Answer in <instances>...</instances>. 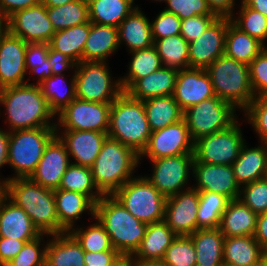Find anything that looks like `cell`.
<instances>
[{"mask_svg": "<svg viewBox=\"0 0 267 266\" xmlns=\"http://www.w3.org/2000/svg\"><path fill=\"white\" fill-rule=\"evenodd\" d=\"M0 106L5 109L3 113L9 124L8 132L56 127V122L52 120L56 115L37 84L26 83L0 89Z\"/></svg>", "mask_w": 267, "mask_h": 266, "instance_id": "6da1fadb", "label": "cell"}, {"mask_svg": "<svg viewBox=\"0 0 267 266\" xmlns=\"http://www.w3.org/2000/svg\"><path fill=\"white\" fill-rule=\"evenodd\" d=\"M3 193L30 217L41 234H59L54 191L30 178H11L3 185Z\"/></svg>", "mask_w": 267, "mask_h": 266, "instance_id": "7a4b0ae2", "label": "cell"}, {"mask_svg": "<svg viewBox=\"0 0 267 266\" xmlns=\"http://www.w3.org/2000/svg\"><path fill=\"white\" fill-rule=\"evenodd\" d=\"M104 227L112 246L123 257H131L144 238L146 223L135 218L113 195H104L96 204L94 218Z\"/></svg>", "mask_w": 267, "mask_h": 266, "instance_id": "3957f363", "label": "cell"}, {"mask_svg": "<svg viewBox=\"0 0 267 266\" xmlns=\"http://www.w3.org/2000/svg\"><path fill=\"white\" fill-rule=\"evenodd\" d=\"M139 164V155L132 148L107 137L91 167L94 183L103 195H113L135 177Z\"/></svg>", "mask_w": 267, "mask_h": 266, "instance_id": "277c9868", "label": "cell"}, {"mask_svg": "<svg viewBox=\"0 0 267 266\" xmlns=\"http://www.w3.org/2000/svg\"><path fill=\"white\" fill-rule=\"evenodd\" d=\"M107 134L140 155L151 135L143 101L132 98L127 92L117 97L111 104Z\"/></svg>", "mask_w": 267, "mask_h": 266, "instance_id": "5b68a950", "label": "cell"}, {"mask_svg": "<svg viewBox=\"0 0 267 266\" xmlns=\"http://www.w3.org/2000/svg\"><path fill=\"white\" fill-rule=\"evenodd\" d=\"M215 95L243 112L255 98L249 65L227 55L218 57L207 68Z\"/></svg>", "mask_w": 267, "mask_h": 266, "instance_id": "8992f818", "label": "cell"}, {"mask_svg": "<svg viewBox=\"0 0 267 266\" xmlns=\"http://www.w3.org/2000/svg\"><path fill=\"white\" fill-rule=\"evenodd\" d=\"M56 136V127L15 130L9 132L8 164L11 178H29L41 160L48 143Z\"/></svg>", "mask_w": 267, "mask_h": 266, "instance_id": "52a82bcc", "label": "cell"}, {"mask_svg": "<svg viewBox=\"0 0 267 266\" xmlns=\"http://www.w3.org/2000/svg\"><path fill=\"white\" fill-rule=\"evenodd\" d=\"M113 196L135 218L147 225L164 220L167 198L144 176L128 180Z\"/></svg>", "mask_w": 267, "mask_h": 266, "instance_id": "ba28073f", "label": "cell"}, {"mask_svg": "<svg viewBox=\"0 0 267 266\" xmlns=\"http://www.w3.org/2000/svg\"><path fill=\"white\" fill-rule=\"evenodd\" d=\"M107 62H80L74 72L76 97L85 101L112 103L123 93L120 78L113 80Z\"/></svg>", "mask_w": 267, "mask_h": 266, "instance_id": "9c48e42d", "label": "cell"}, {"mask_svg": "<svg viewBox=\"0 0 267 266\" xmlns=\"http://www.w3.org/2000/svg\"><path fill=\"white\" fill-rule=\"evenodd\" d=\"M236 109L217 96L192 105L184 111L183 119L195 142L199 138L223 131L237 121Z\"/></svg>", "mask_w": 267, "mask_h": 266, "instance_id": "30bf717a", "label": "cell"}, {"mask_svg": "<svg viewBox=\"0 0 267 266\" xmlns=\"http://www.w3.org/2000/svg\"><path fill=\"white\" fill-rule=\"evenodd\" d=\"M246 143L238 120L229 128L194 142V162L232 165Z\"/></svg>", "mask_w": 267, "mask_h": 266, "instance_id": "8fae6325", "label": "cell"}, {"mask_svg": "<svg viewBox=\"0 0 267 266\" xmlns=\"http://www.w3.org/2000/svg\"><path fill=\"white\" fill-rule=\"evenodd\" d=\"M111 104L85 101L76 97L57 114L56 131L78 130L107 133Z\"/></svg>", "mask_w": 267, "mask_h": 266, "instance_id": "7c38bea8", "label": "cell"}, {"mask_svg": "<svg viewBox=\"0 0 267 266\" xmlns=\"http://www.w3.org/2000/svg\"><path fill=\"white\" fill-rule=\"evenodd\" d=\"M150 162L152 174L144 177L166 198L191 188L187 184L193 173L194 154L161 157Z\"/></svg>", "mask_w": 267, "mask_h": 266, "instance_id": "4fadbf2b", "label": "cell"}, {"mask_svg": "<svg viewBox=\"0 0 267 266\" xmlns=\"http://www.w3.org/2000/svg\"><path fill=\"white\" fill-rule=\"evenodd\" d=\"M180 154H194V141L184 119L151 132L147 147L139 155V161L142 157L154 160Z\"/></svg>", "mask_w": 267, "mask_h": 266, "instance_id": "5bb4252c", "label": "cell"}, {"mask_svg": "<svg viewBox=\"0 0 267 266\" xmlns=\"http://www.w3.org/2000/svg\"><path fill=\"white\" fill-rule=\"evenodd\" d=\"M7 24L10 34L27 43H49L56 32L42 2L15 12L7 18Z\"/></svg>", "mask_w": 267, "mask_h": 266, "instance_id": "9a60e30c", "label": "cell"}, {"mask_svg": "<svg viewBox=\"0 0 267 266\" xmlns=\"http://www.w3.org/2000/svg\"><path fill=\"white\" fill-rule=\"evenodd\" d=\"M231 18L217 17L196 40L189 43V68L206 69L224 55L228 23Z\"/></svg>", "mask_w": 267, "mask_h": 266, "instance_id": "2e32d148", "label": "cell"}, {"mask_svg": "<svg viewBox=\"0 0 267 266\" xmlns=\"http://www.w3.org/2000/svg\"><path fill=\"white\" fill-rule=\"evenodd\" d=\"M199 191L191 186L167 197L164 221L177 236H189L197 230Z\"/></svg>", "mask_w": 267, "mask_h": 266, "instance_id": "e0dca14e", "label": "cell"}, {"mask_svg": "<svg viewBox=\"0 0 267 266\" xmlns=\"http://www.w3.org/2000/svg\"><path fill=\"white\" fill-rule=\"evenodd\" d=\"M27 45V42L8 31L0 37V89L31 84L29 78L25 80Z\"/></svg>", "mask_w": 267, "mask_h": 266, "instance_id": "ac0fdd59", "label": "cell"}, {"mask_svg": "<svg viewBox=\"0 0 267 266\" xmlns=\"http://www.w3.org/2000/svg\"><path fill=\"white\" fill-rule=\"evenodd\" d=\"M71 161L65 144L56 135L46 146L41 160L29 178L42 187L57 190Z\"/></svg>", "mask_w": 267, "mask_h": 266, "instance_id": "d6986e66", "label": "cell"}, {"mask_svg": "<svg viewBox=\"0 0 267 266\" xmlns=\"http://www.w3.org/2000/svg\"><path fill=\"white\" fill-rule=\"evenodd\" d=\"M192 171L191 177L196 181L192 187L199 192H215L230 200L239 198L241 187L236 182L232 165L193 163Z\"/></svg>", "mask_w": 267, "mask_h": 266, "instance_id": "ffe728a7", "label": "cell"}, {"mask_svg": "<svg viewBox=\"0 0 267 266\" xmlns=\"http://www.w3.org/2000/svg\"><path fill=\"white\" fill-rule=\"evenodd\" d=\"M183 111L192 105L215 97L206 69L187 68L178 71L172 95Z\"/></svg>", "mask_w": 267, "mask_h": 266, "instance_id": "44dd1931", "label": "cell"}, {"mask_svg": "<svg viewBox=\"0 0 267 266\" xmlns=\"http://www.w3.org/2000/svg\"><path fill=\"white\" fill-rule=\"evenodd\" d=\"M56 135L65 144L72 164L91 168L99 155L107 133L98 131H56Z\"/></svg>", "mask_w": 267, "mask_h": 266, "instance_id": "7402d4cb", "label": "cell"}, {"mask_svg": "<svg viewBox=\"0 0 267 266\" xmlns=\"http://www.w3.org/2000/svg\"><path fill=\"white\" fill-rule=\"evenodd\" d=\"M41 233L25 211L4 193L0 195V237L33 240Z\"/></svg>", "mask_w": 267, "mask_h": 266, "instance_id": "603a6c76", "label": "cell"}, {"mask_svg": "<svg viewBox=\"0 0 267 266\" xmlns=\"http://www.w3.org/2000/svg\"><path fill=\"white\" fill-rule=\"evenodd\" d=\"M56 212L59 219V234L69 232L80 220V216L88 211L94 218L95 203L85 194L74 191L54 190ZM90 212V213H89Z\"/></svg>", "mask_w": 267, "mask_h": 266, "instance_id": "cb8c5ba5", "label": "cell"}, {"mask_svg": "<svg viewBox=\"0 0 267 266\" xmlns=\"http://www.w3.org/2000/svg\"><path fill=\"white\" fill-rule=\"evenodd\" d=\"M176 237L177 235L164 220L148 224L144 238L131 258L139 265L146 262L161 261L166 249Z\"/></svg>", "mask_w": 267, "mask_h": 266, "instance_id": "d4e9b609", "label": "cell"}, {"mask_svg": "<svg viewBox=\"0 0 267 266\" xmlns=\"http://www.w3.org/2000/svg\"><path fill=\"white\" fill-rule=\"evenodd\" d=\"M140 9L136 7L118 26L119 45L124 42L129 53L154 45L150 20Z\"/></svg>", "mask_w": 267, "mask_h": 266, "instance_id": "484cf974", "label": "cell"}, {"mask_svg": "<svg viewBox=\"0 0 267 266\" xmlns=\"http://www.w3.org/2000/svg\"><path fill=\"white\" fill-rule=\"evenodd\" d=\"M178 69L162 66L144 78L138 79L126 92L144 101L154 97L173 95Z\"/></svg>", "mask_w": 267, "mask_h": 266, "instance_id": "4316f807", "label": "cell"}, {"mask_svg": "<svg viewBox=\"0 0 267 266\" xmlns=\"http://www.w3.org/2000/svg\"><path fill=\"white\" fill-rule=\"evenodd\" d=\"M119 47L118 28L91 23L83 50V62H106Z\"/></svg>", "mask_w": 267, "mask_h": 266, "instance_id": "83f0119b", "label": "cell"}, {"mask_svg": "<svg viewBox=\"0 0 267 266\" xmlns=\"http://www.w3.org/2000/svg\"><path fill=\"white\" fill-rule=\"evenodd\" d=\"M267 164V143L260 142L257 147L241 148L238 158L233 162L232 168L236 182L241 186L263 179Z\"/></svg>", "mask_w": 267, "mask_h": 266, "instance_id": "f1b7e54d", "label": "cell"}, {"mask_svg": "<svg viewBox=\"0 0 267 266\" xmlns=\"http://www.w3.org/2000/svg\"><path fill=\"white\" fill-rule=\"evenodd\" d=\"M265 249L254 236L224 238L223 264L226 266H258Z\"/></svg>", "mask_w": 267, "mask_h": 266, "instance_id": "f546056e", "label": "cell"}, {"mask_svg": "<svg viewBox=\"0 0 267 266\" xmlns=\"http://www.w3.org/2000/svg\"><path fill=\"white\" fill-rule=\"evenodd\" d=\"M257 216L240 199H233L222 214L218 228L225 237L254 236Z\"/></svg>", "mask_w": 267, "mask_h": 266, "instance_id": "4dcf8cb0", "label": "cell"}, {"mask_svg": "<svg viewBox=\"0 0 267 266\" xmlns=\"http://www.w3.org/2000/svg\"><path fill=\"white\" fill-rule=\"evenodd\" d=\"M51 238L47 240L46 266H85L84 250L69 232Z\"/></svg>", "mask_w": 267, "mask_h": 266, "instance_id": "1f68e13d", "label": "cell"}, {"mask_svg": "<svg viewBox=\"0 0 267 266\" xmlns=\"http://www.w3.org/2000/svg\"><path fill=\"white\" fill-rule=\"evenodd\" d=\"M196 251V266H222L224 238L219 228L198 229L189 235Z\"/></svg>", "mask_w": 267, "mask_h": 266, "instance_id": "d6a6232c", "label": "cell"}, {"mask_svg": "<svg viewBox=\"0 0 267 266\" xmlns=\"http://www.w3.org/2000/svg\"><path fill=\"white\" fill-rule=\"evenodd\" d=\"M151 132L163 129L183 119L184 111L172 95L143 101Z\"/></svg>", "mask_w": 267, "mask_h": 266, "instance_id": "836d02e7", "label": "cell"}, {"mask_svg": "<svg viewBox=\"0 0 267 266\" xmlns=\"http://www.w3.org/2000/svg\"><path fill=\"white\" fill-rule=\"evenodd\" d=\"M265 47L262 42L242 32L231 21L228 23L224 51L228 57L249 65Z\"/></svg>", "mask_w": 267, "mask_h": 266, "instance_id": "e575fe53", "label": "cell"}, {"mask_svg": "<svg viewBox=\"0 0 267 266\" xmlns=\"http://www.w3.org/2000/svg\"><path fill=\"white\" fill-rule=\"evenodd\" d=\"M91 22L82 23L54 33L49 46L74 60L83 62V50L90 31Z\"/></svg>", "mask_w": 267, "mask_h": 266, "instance_id": "d590c367", "label": "cell"}, {"mask_svg": "<svg viewBox=\"0 0 267 266\" xmlns=\"http://www.w3.org/2000/svg\"><path fill=\"white\" fill-rule=\"evenodd\" d=\"M135 0H88L89 20L118 28L121 22L136 8Z\"/></svg>", "mask_w": 267, "mask_h": 266, "instance_id": "8d00e7d4", "label": "cell"}, {"mask_svg": "<svg viewBox=\"0 0 267 266\" xmlns=\"http://www.w3.org/2000/svg\"><path fill=\"white\" fill-rule=\"evenodd\" d=\"M131 60L126 76L120 77L123 92H126L138 79L160 69L163 64L154 46L130 52Z\"/></svg>", "mask_w": 267, "mask_h": 266, "instance_id": "74e56055", "label": "cell"}, {"mask_svg": "<svg viewBox=\"0 0 267 266\" xmlns=\"http://www.w3.org/2000/svg\"><path fill=\"white\" fill-rule=\"evenodd\" d=\"M46 12L56 32L90 21L88 0H74L61 6L46 7Z\"/></svg>", "mask_w": 267, "mask_h": 266, "instance_id": "f35d334b", "label": "cell"}, {"mask_svg": "<svg viewBox=\"0 0 267 266\" xmlns=\"http://www.w3.org/2000/svg\"><path fill=\"white\" fill-rule=\"evenodd\" d=\"M65 76V74L53 75L39 84L45 99L48 101L50 109L55 115L61 112L76 98L74 71L69 83H66L67 79L64 78ZM62 84H64V88L67 87L65 89L63 88L64 91L60 88Z\"/></svg>", "mask_w": 267, "mask_h": 266, "instance_id": "ab89813d", "label": "cell"}, {"mask_svg": "<svg viewBox=\"0 0 267 266\" xmlns=\"http://www.w3.org/2000/svg\"><path fill=\"white\" fill-rule=\"evenodd\" d=\"M163 66L178 70L189 68V43L180 35L154 40Z\"/></svg>", "mask_w": 267, "mask_h": 266, "instance_id": "60d3db41", "label": "cell"}, {"mask_svg": "<svg viewBox=\"0 0 267 266\" xmlns=\"http://www.w3.org/2000/svg\"><path fill=\"white\" fill-rule=\"evenodd\" d=\"M59 189L85 194L95 204L104 196L94 183L91 168L72 163L65 171Z\"/></svg>", "mask_w": 267, "mask_h": 266, "instance_id": "b9f144b4", "label": "cell"}, {"mask_svg": "<svg viewBox=\"0 0 267 266\" xmlns=\"http://www.w3.org/2000/svg\"><path fill=\"white\" fill-rule=\"evenodd\" d=\"M229 202L230 199L224 195L209 191L199 192L197 230L218 228Z\"/></svg>", "mask_w": 267, "mask_h": 266, "instance_id": "7bdbcfd3", "label": "cell"}, {"mask_svg": "<svg viewBox=\"0 0 267 266\" xmlns=\"http://www.w3.org/2000/svg\"><path fill=\"white\" fill-rule=\"evenodd\" d=\"M96 223L79 228L77 225L69 233L77 240L84 251L100 252L105 250H116L113 248L111 240L101 223L95 219Z\"/></svg>", "mask_w": 267, "mask_h": 266, "instance_id": "ee69618b", "label": "cell"}, {"mask_svg": "<svg viewBox=\"0 0 267 266\" xmlns=\"http://www.w3.org/2000/svg\"><path fill=\"white\" fill-rule=\"evenodd\" d=\"M239 14L231 17V22L242 32L258 39L264 45L267 40V17L240 2Z\"/></svg>", "mask_w": 267, "mask_h": 266, "instance_id": "f6af8a7d", "label": "cell"}, {"mask_svg": "<svg viewBox=\"0 0 267 266\" xmlns=\"http://www.w3.org/2000/svg\"><path fill=\"white\" fill-rule=\"evenodd\" d=\"M49 43H28L25 53L26 72L31 77H38L36 83L41 84L45 79L53 76L51 66L48 63ZM30 69V70H28Z\"/></svg>", "mask_w": 267, "mask_h": 266, "instance_id": "bcb514c9", "label": "cell"}, {"mask_svg": "<svg viewBox=\"0 0 267 266\" xmlns=\"http://www.w3.org/2000/svg\"><path fill=\"white\" fill-rule=\"evenodd\" d=\"M167 266H196V251L190 236H177L161 260Z\"/></svg>", "mask_w": 267, "mask_h": 266, "instance_id": "7dc6e473", "label": "cell"}, {"mask_svg": "<svg viewBox=\"0 0 267 266\" xmlns=\"http://www.w3.org/2000/svg\"><path fill=\"white\" fill-rule=\"evenodd\" d=\"M44 236L50 237V235L41 234L39 237L26 242L21 251L6 266H46L48 242H44Z\"/></svg>", "mask_w": 267, "mask_h": 266, "instance_id": "c3c4849f", "label": "cell"}, {"mask_svg": "<svg viewBox=\"0 0 267 266\" xmlns=\"http://www.w3.org/2000/svg\"><path fill=\"white\" fill-rule=\"evenodd\" d=\"M238 199L257 215L267 212V180L263 178L241 186Z\"/></svg>", "mask_w": 267, "mask_h": 266, "instance_id": "681fc988", "label": "cell"}, {"mask_svg": "<svg viewBox=\"0 0 267 266\" xmlns=\"http://www.w3.org/2000/svg\"><path fill=\"white\" fill-rule=\"evenodd\" d=\"M243 112L260 142L267 143V96L255 97Z\"/></svg>", "mask_w": 267, "mask_h": 266, "instance_id": "f907efd6", "label": "cell"}, {"mask_svg": "<svg viewBox=\"0 0 267 266\" xmlns=\"http://www.w3.org/2000/svg\"><path fill=\"white\" fill-rule=\"evenodd\" d=\"M165 11L178 16L181 20L198 15H215L206 0H166Z\"/></svg>", "mask_w": 267, "mask_h": 266, "instance_id": "816d5d0a", "label": "cell"}, {"mask_svg": "<svg viewBox=\"0 0 267 266\" xmlns=\"http://www.w3.org/2000/svg\"><path fill=\"white\" fill-rule=\"evenodd\" d=\"M153 40L180 34L181 19L164 9L150 22Z\"/></svg>", "mask_w": 267, "mask_h": 266, "instance_id": "f5cc1de1", "label": "cell"}, {"mask_svg": "<svg viewBox=\"0 0 267 266\" xmlns=\"http://www.w3.org/2000/svg\"><path fill=\"white\" fill-rule=\"evenodd\" d=\"M249 73L255 97L267 96V46L249 64Z\"/></svg>", "mask_w": 267, "mask_h": 266, "instance_id": "db71d44e", "label": "cell"}, {"mask_svg": "<svg viewBox=\"0 0 267 266\" xmlns=\"http://www.w3.org/2000/svg\"><path fill=\"white\" fill-rule=\"evenodd\" d=\"M217 18L216 15H198L181 20L180 35L188 42L196 40Z\"/></svg>", "mask_w": 267, "mask_h": 266, "instance_id": "11a10c76", "label": "cell"}, {"mask_svg": "<svg viewBox=\"0 0 267 266\" xmlns=\"http://www.w3.org/2000/svg\"><path fill=\"white\" fill-rule=\"evenodd\" d=\"M123 256L117 250L84 251L85 266H115Z\"/></svg>", "mask_w": 267, "mask_h": 266, "instance_id": "9f6ffc18", "label": "cell"}, {"mask_svg": "<svg viewBox=\"0 0 267 266\" xmlns=\"http://www.w3.org/2000/svg\"><path fill=\"white\" fill-rule=\"evenodd\" d=\"M48 63L51 66L53 75L65 74V71L73 69L75 71L77 63L68 56L52 49L49 46Z\"/></svg>", "mask_w": 267, "mask_h": 266, "instance_id": "6f0895ef", "label": "cell"}, {"mask_svg": "<svg viewBox=\"0 0 267 266\" xmlns=\"http://www.w3.org/2000/svg\"><path fill=\"white\" fill-rule=\"evenodd\" d=\"M31 240H17L0 237V266H6Z\"/></svg>", "mask_w": 267, "mask_h": 266, "instance_id": "680465c9", "label": "cell"}, {"mask_svg": "<svg viewBox=\"0 0 267 266\" xmlns=\"http://www.w3.org/2000/svg\"><path fill=\"white\" fill-rule=\"evenodd\" d=\"M41 0H0V10L8 18L19 10L39 4Z\"/></svg>", "mask_w": 267, "mask_h": 266, "instance_id": "91938a15", "label": "cell"}, {"mask_svg": "<svg viewBox=\"0 0 267 266\" xmlns=\"http://www.w3.org/2000/svg\"><path fill=\"white\" fill-rule=\"evenodd\" d=\"M209 9L213 14L217 17H227L231 18L235 14L233 13L235 10L234 6L236 4L235 0H206Z\"/></svg>", "mask_w": 267, "mask_h": 266, "instance_id": "94428289", "label": "cell"}, {"mask_svg": "<svg viewBox=\"0 0 267 266\" xmlns=\"http://www.w3.org/2000/svg\"><path fill=\"white\" fill-rule=\"evenodd\" d=\"M254 237L257 242L267 250V212L257 216L256 230Z\"/></svg>", "mask_w": 267, "mask_h": 266, "instance_id": "6125c7cd", "label": "cell"}, {"mask_svg": "<svg viewBox=\"0 0 267 266\" xmlns=\"http://www.w3.org/2000/svg\"><path fill=\"white\" fill-rule=\"evenodd\" d=\"M8 146H9V132L1 130L0 128V168L8 164ZM1 177V176H0ZM8 181V177L0 178V183L4 185Z\"/></svg>", "mask_w": 267, "mask_h": 266, "instance_id": "be15d7a7", "label": "cell"}, {"mask_svg": "<svg viewBox=\"0 0 267 266\" xmlns=\"http://www.w3.org/2000/svg\"><path fill=\"white\" fill-rule=\"evenodd\" d=\"M246 6L262 13L267 17V0H241Z\"/></svg>", "mask_w": 267, "mask_h": 266, "instance_id": "e7e4bbea", "label": "cell"}, {"mask_svg": "<svg viewBox=\"0 0 267 266\" xmlns=\"http://www.w3.org/2000/svg\"><path fill=\"white\" fill-rule=\"evenodd\" d=\"M72 1L74 0H41L46 7H57Z\"/></svg>", "mask_w": 267, "mask_h": 266, "instance_id": "03108f58", "label": "cell"}, {"mask_svg": "<svg viewBox=\"0 0 267 266\" xmlns=\"http://www.w3.org/2000/svg\"><path fill=\"white\" fill-rule=\"evenodd\" d=\"M8 31L7 17L0 10V37Z\"/></svg>", "mask_w": 267, "mask_h": 266, "instance_id": "003e7915", "label": "cell"}, {"mask_svg": "<svg viewBox=\"0 0 267 266\" xmlns=\"http://www.w3.org/2000/svg\"><path fill=\"white\" fill-rule=\"evenodd\" d=\"M115 266H140L131 257H123Z\"/></svg>", "mask_w": 267, "mask_h": 266, "instance_id": "a7ac6f4b", "label": "cell"}, {"mask_svg": "<svg viewBox=\"0 0 267 266\" xmlns=\"http://www.w3.org/2000/svg\"><path fill=\"white\" fill-rule=\"evenodd\" d=\"M140 266H167L162 261H152L140 264Z\"/></svg>", "mask_w": 267, "mask_h": 266, "instance_id": "89a4df30", "label": "cell"}, {"mask_svg": "<svg viewBox=\"0 0 267 266\" xmlns=\"http://www.w3.org/2000/svg\"><path fill=\"white\" fill-rule=\"evenodd\" d=\"M258 266H267V250H265Z\"/></svg>", "mask_w": 267, "mask_h": 266, "instance_id": "2644e50d", "label": "cell"}, {"mask_svg": "<svg viewBox=\"0 0 267 266\" xmlns=\"http://www.w3.org/2000/svg\"><path fill=\"white\" fill-rule=\"evenodd\" d=\"M265 180H267V164H266V168H265V174H264V177H263Z\"/></svg>", "mask_w": 267, "mask_h": 266, "instance_id": "8c879c8a", "label": "cell"}, {"mask_svg": "<svg viewBox=\"0 0 267 266\" xmlns=\"http://www.w3.org/2000/svg\"><path fill=\"white\" fill-rule=\"evenodd\" d=\"M3 193V185L0 183V195Z\"/></svg>", "mask_w": 267, "mask_h": 266, "instance_id": "753ad0ef", "label": "cell"}, {"mask_svg": "<svg viewBox=\"0 0 267 266\" xmlns=\"http://www.w3.org/2000/svg\"><path fill=\"white\" fill-rule=\"evenodd\" d=\"M154 1H158V2H162V1H164V2H166V0H154Z\"/></svg>", "mask_w": 267, "mask_h": 266, "instance_id": "34e18365", "label": "cell"}]
</instances>
